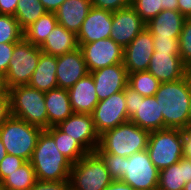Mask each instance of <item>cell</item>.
<instances>
[{
    "mask_svg": "<svg viewBox=\"0 0 191 190\" xmlns=\"http://www.w3.org/2000/svg\"><path fill=\"white\" fill-rule=\"evenodd\" d=\"M132 0H91V7L115 12L131 6Z\"/></svg>",
    "mask_w": 191,
    "mask_h": 190,
    "instance_id": "cell-38",
    "label": "cell"
},
{
    "mask_svg": "<svg viewBox=\"0 0 191 190\" xmlns=\"http://www.w3.org/2000/svg\"><path fill=\"white\" fill-rule=\"evenodd\" d=\"M99 136L129 121L124 91L112 94L98 102L91 114Z\"/></svg>",
    "mask_w": 191,
    "mask_h": 190,
    "instance_id": "cell-11",
    "label": "cell"
},
{
    "mask_svg": "<svg viewBox=\"0 0 191 190\" xmlns=\"http://www.w3.org/2000/svg\"><path fill=\"white\" fill-rule=\"evenodd\" d=\"M179 54L183 63L191 69V19L187 18L179 36Z\"/></svg>",
    "mask_w": 191,
    "mask_h": 190,
    "instance_id": "cell-35",
    "label": "cell"
},
{
    "mask_svg": "<svg viewBox=\"0 0 191 190\" xmlns=\"http://www.w3.org/2000/svg\"><path fill=\"white\" fill-rule=\"evenodd\" d=\"M131 6L145 23L162 11L161 0H132Z\"/></svg>",
    "mask_w": 191,
    "mask_h": 190,
    "instance_id": "cell-34",
    "label": "cell"
},
{
    "mask_svg": "<svg viewBox=\"0 0 191 190\" xmlns=\"http://www.w3.org/2000/svg\"><path fill=\"white\" fill-rule=\"evenodd\" d=\"M40 47L28 42L24 37L15 44L8 70L5 74L6 86L9 89L28 85L39 58Z\"/></svg>",
    "mask_w": 191,
    "mask_h": 190,
    "instance_id": "cell-9",
    "label": "cell"
},
{
    "mask_svg": "<svg viewBox=\"0 0 191 190\" xmlns=\"http://www.w3.org/2000/svg\"><path fill=\"white\" fill-rule=\"evenodd\" d=\"M104 190H134V189L130 185L120 180H114Z\"/></svg>",
    "mask_w": 191,
    "mask_h": 190,
    "instance_id": "cell-46",
    "label": "cell"
},
{
    "mask_svg": "<svg viewBox=\"0 0 191 190\" xmlns=\"http://www.w3.org/2000/svg\"><path fill=\"white\" fill-rule=\"evenodd\" d=\"M189 125H191V99H190V110H189Z\"/></svg>",
    "mask_w": 191,
    "mask_h": 190,
    "instance_id": "cell-51",
    "label": "cell"
},
{
    "mask_svg": "<svg viewBox=\"0 0 191 190\" xmlns=\"http://www.w3.org/2000/svg\"><path fill=\"white\" fill-rule=\"evenodd\" d=\"M154 51L179 53V38H153Z\"/></svg>",
    "mask_w": 191,
    "mask_h": 190,
    "instance_id": "cell-37",
    "label": "cell"
},
{
    "mask_svg": "<svg viewBox=\"0 0 191 190\" xmlns=\"http://www.w3.org/2000/svg\"><path fill=\"white\" fill-rule=\"evenodd\" d=\"M57 25L55 12H47L24 30V38L33 45L40 46Z\"/></svg>",
    "mask_w": 191,
    "mask_h": 190,
    "instance_id": "cell-29",
    "label": "cell"
},
{
    "mask_svg": "<svg viewBox=\"0 0 191 190\" xmlns=\"http://www.w3.org/2000/svg\"><path fill=\"white\" fill-rule=\"evenodd\" d=\"M124 98L130 122L149 132L164 129V118L155 96L143 97L127 86Z\"/></svg>",
    "mask_w": 191,
    "mask_h": 190,
    "instance_id": "cell-8",
    "label": "cell"
},
{
    "mask_svg": "<svg viewBox=\"0 0 191 190\" xmlns=\"http://www.w3.org/2000/svg\"><path fill=\"white\" fill-rule=\"evenodd\" d=\"M114 180L102 159L88 153L72 164L69 174L70 190H104Z\"/></svg>",
    "mask_w": 191,
    "mask_h": 190,
    "instance_id": "cell-7",
    "label": "cell"
},
{
    "mask_svg": "<svg viewBox=\"0 0 191 190\" xmlns=\"http://www.w3.org/2000/svg\"><path fill=\"white\" fill-rule=\"evenodd\" d=\"M178 11L186 18H190L191 0H178Z\"/></svg>",
    "mask_w": 191,
    "mask_h": 190,
    "instance_id": "cell-44",
    "label": "cell"
},
{
    "mask_svg": "<svg viewBox=\"0 0 191 190\" xmlns=\"http://www.w3.org/2000/svg\"><path fill=\"white\" fill-rule=\"evenodd\" d=\"M48 128L58 126L74 112L71 107L68 89L56 87L45 92Z\"/></svg>",
    "mask_w": 191,
    "mask_h": 190,
    "instance_id": "cell-23",
    "label": "cell"
},
{
    "mask_svg": "<svg viewBox=\"0 0 191 190\" xmlns=\"http://www.w3.org/2000/svg\"><path fill=\"white\" fill-rule=\"evenodd\" d=\"M16 43L0 44V74L5 76Z\"/></svg>",
    "mask_w": 191,
    "mask_h": 190,
    "instance_id": "cell-39",
    "label": "cell"
},
{
    "mask_svg": "<svg viewBox=\"0 0 191 190\" xmlns=\"http://www.w3.org/2000/svg\"><path fill=\"white\" fill-rule=\"evenodd\" d=\"M83 58L90 72L114 64L123 63L124 48L111 38L79 44Z\"/></svg>",
    "mask_w": 191,
    "mask_h": 190,
    "instance_id": "cell-12",
    "label": "cell"
},
{
    "mask_svg": "<svg viewBox=\"0 0 191 190\" xmlns=\"http://www.w3.org/2000/svg\"><path fill=\"white\" fill-rule=\"evenodd\" d=\"M11 116L24 120L42 129L48 128L45 92L29 85L9 89Z\"/></svg>",
    "mask_w": 191,
    "mask_h": 190,
    "instance_id": "cell-4",
    "label": "cell"
},
{
    "mask_svg": "<svg viewBox=\"0 0 191 190\" xmlns=\"http://www.w3.org/2000/svg\"><path fill=\"white\" fill-rule=\"evenodd\" d=\"M11 116L10 96L0 97V126Z\"/></svg>",
    "mask_w": 191,
    "mask_h": 190,
    "instance_id": "cell-41",
    "label": "cell"
},
{
    "mask_svg": "<svg viewBox=\"0 0 191 190\" xmlns=\"http://www.w3.org/2000/svg\"><path fill=\"white\" fill-rule=\"evenodd\" d=\"M91 8V0H65L55 11L58 24L78 34Z\"/></svg>",
    "mask_w": 191,
    "mask_h": 190,
    "instance_id": "cell-21",
    "label": "cell"
},
{
    "mask_svg": "<svg viewBox=\"0 0 191 190\" xmlns=\"http://www.w3.org/2000/svg\"><path fill=\"white\" fill-rule=\"evenodd\" d=\"M26 161L22 159L21 157L6 154L5 157L0 162V182L7 177V175H10V173H13L15 170L20 168V166L25 163Z\"/></svg>",
    "mask_w": 191,
    "mask_h": 190,
    "instance_id": "cell-36",
    "label": "cell"
},
{
    "mask_svg": "<svg viewBox=\"0 0 191 190\" xmlns=\"http://www.w3.org/2000/svg\"><path fill=\"white\" fill-rule=\"evenodd\" d=\"M149 134L128 121L101 134L98 147L104 153L128 157L147 149Z\"/></svg>",
    "mask_w": 191,
    "mask_h": 190,
    "instance_id": "cell-3",
    "label": "cell"
},
{
    "mask_svg": "<svg viewBox=\"0 0 191 190\" xmlns=\"http://www.w3.org/2000/svg\"><path fill=\"white\" fill-rule=\"evenodd\" d=\"M37 181L35 171L30 161L23 163L20 168L7 175L1 182L2 190H30Z\"/></svg>",
    "mask_w": 191,
    "mask_h": 190,
    "instance_id": "cell-28",
    "label": "cell"
},
{
    "mask_svg": "<svg viewBox=\"0 0 191 190\" xmlns=\"http://www.w3.org/2000/svg\"><path fill=\"white\" fill-rule=\"evenodd\" d=\"M186 19L179 11L162 10L146 23V28L153 38H179Z\"/></svg>",
    "mask_w": 191,
    "mask_h": 190,
    "instance_id": "cell-22",
    "label": "cell"
},
{
    "mask_svg": "<svg viewBox=\"0 0 191 190\" xmlns=\"http://www.w3.org/2000/svg\"><path fill=\"white\" fill-rule=\"evenodd\" d=\"M74 113L92 114L99 102L91 73L79 79L68 89Z\"/></svg>",
    "mask_w": 191,
    "mask_h": 190,
    "instance_id": "cell-20",
    "label": "cell"
},
{
    "mask_svg": "<svg viewBox=\"0 0 191 190\" xmlns=\"http://www.w3.org/2000/svg\"><path fill=\"white\" fill-rule=\"evenodd\" d=\"M146 27L132 6L113 12L110 38L125 48Z\"/></svg>",
    "mask_w": 191,
    "mask_h": 190,
    "instance_id": "cell-15",
    "label": "cell"
},
{
    "mask_svg": "<svg viewBox=\"0 0 191 190\" xmlns=\"http://www.w3.org/2000/svg\"><path fill=\"white\" fill-rule=\"evenodd\" d=\"M30 190H70L69 180L42 181L37 180Z\"/></svg>",
    "mask_w": 191,
    "mask_h": 190,
    "instance_id": "cell-40",
    "label": "cell"
},
{
    "mask_svg": "<svg viewBox=\"0 0 191 190\" xmlns=\"http://www.w3.org/2000/svg\"><path fill=\"white\" fill-rule=\"evenodd\" d=\"M155 98L164 118V128L185 129L189 125L191 74L160 84Z\"/></svg>",
    "mask_w": 191,
    "mask_h": 190,
    "instance_id": "cell-1",
    "label": "cell"
},
{
    "mask_svg": "<svg viewBox=\"0 0 191 190\" xmlns=\"http://www.w3.org/2000/svg\"><path fill=\"white\" fill-rule=\"evenodd\" d=\"M45 13L47 10L40 0H19L14 17L18 21L19 27L24 31Z\"/></svg>",
    "mask_w": 191,
    "mask_h": 190,
    "instance_id": "cell-30",
    "label": "cell"
},
{
    "mask_svg": "<svg viewBox=\"0 0 191 190\" xmlns=\"http://www.w3.org/2000/svg\"><path fill=\"white\" fill-rule=\"evenodd\" d=\"M184 138L181 129L164 128L149 134L147 151L158 170L176 164L184 156Z\"/></svg>",
    "mask_w": 191,
    "mask_h": 190,
    "instance_id": "cell-6",
    "label": "cell"
},
{
    "mask_svg": "<svg viewBox=\"0 0 191 190\" xmlns=\"http://www.w3.org/2000/svg\"><path fill=\"white\" fill-rule=\"evenodd\" d=\"M94 152L102 159L113 180H121L123 178L125 157L104 153L99 147Z\"/></svg>",
    "mask_w": 191,
    "mask_h": 190,
    "instance_id": "cell-33",
    "label": "cell"
},
{
    "mask_svg": "<svg viewBox=\"0 0 191 190\" xmlns=\"http://www.w3.org/2000/svg\"><path fill=\"white\" fill-rule=\"evenodd\" d=\"M120 181L134 190L158 188L159 170L152 163L147 150L125 157L124 176Z\"/></svg>",
    "mask_w": 191,
    "mask_h": 190,
    "instance_id": "cell-10",
    "label": "cell"
},
{
    "mask_svg": "<svg viewBox=\"0 0 191 190\" xmlns=\"http://www.w3.org/2000/svg\"><path fill=\"white\" fill-rule=\"evenodd\" d=\"M39 47L42 52L57 57L76 50L79 44L75 33L58 24Z\"/></svg>",
    "mask_w": 191,
    "mask_h": 190,
    "instance_id": "cell-26",
    "label": "cell"
},
{
    "mask_svg": "<svg viewBox=\"0 0 191 190\" xmlns=\"http://www.w3.org/2000/svg\"><path fill=\"white\" fill-rule=\"evenodd\" d=\"M7 154L6 149L2 143V140L0 138V162L2 161V159L5 157V155Z\"/></svg>",
    "mask_w": 191,
    "mask_h": 190,
    "instance_id": "cell-49",
    "label": "cell"
},
{
    "mask_svg": "<svg viewBox=\"0 0 191 190\" xmlns=\"http://www.w3.org/2000/svg\"><path fill=\"white\" fill-rule=\"evenodd\" d=\"M154 53L153 35L145 27L129 45L124 48L123 65L128 74L147 71Z\"/></svg>",
    "mask_w": 191,
    "mask_h": 190,
    "instance_id": "cell-13",
    "label": "cell"
},
{
    "mask_svg": "<svg viewBox=\"0 0 191 190\" xmlns=\"http://www.w3.org/2000/svg\"><path fill=\"white\" fill-rule=\"evenodd\" d=\"M191 181V159L183 156L180 161L159 170L158 190H183Z\"/></svg>",
    "mask_w": 191,
    "mask_h": 190,
    "instance_id": "cell-24",
    "label": "cell"
},
{
    "mask_svg": "<svg viewBox=\"0 0 191 190\" xmlns=\"http://www.w3.org/2000/svg\"><path fill=\"white\" fill-rule=\"evenodd\" d=\"M147 71L163 83L184 78L190 69L183 63L179 53L154 51Z\"/></svg>",
    "mask_w": 191,
    "mask_h": 190,
    "instance_id": "cell-18",
    "label": "cell"
},
{
    "mask_svg": "<svg viewBox=\"0 0 191 190\" xmlns=\"http://www.w3.org/2000/svg\"><path fill=\"white\" fill-rule=\"evenodd\" d=\"M162 10L178 11V0H161Z\"/></svg>",
    "mask_w": 191,
    "mask_h": 190,
    "instance_id": "cell-47",
    "label": "cell"
},
{
    "mask_svg": "<svg viewBox=\"0 0 191 190\" xmlns=\"http://www.w3.org/2000/svg\"><path fill=\"white\" fill-rule=\"evenodd\" d=\"M30 162L37 180H69L72 163L58 150L54 139L44 129L38 136Z\"/></svg>",
    "mask_w": 191,
    "mask_h": 190,
    "instance_id": "cell-2",
    "label": "cell"
},
{
    "mask_svg": "<svg viewBox=\"0 0 191 190\" xmlns=\"http://www.w3.org/2000/svg\"><path fill=\"white\" fill-rule=\"evenodd\" d=\"M53 139L58 150L72 163H76L89 152L75 139L57 126L44 129Z\"/></svg>",
    "mask_w": 191,
    "mask_h": 190,
    "instance_id": "cell-27",
    "label": "cell"
},
{
    "mask_svg": "<svg viewBox=\"0 0 191 190\" xmlns=\"http://www.w3.org/2000/svg\"><path fill=\"white\" fill-rule=\"evenodd\" d=\"M88 73L80 48L57 56V87L69 89Z\"/></svg>",
    "mask_w": 191,
    "mask_h": 190,
    "instance_id": "cell-19",
    "label": "cell"
},
{
    "mask_svg": "<svg viewBox=\"0 0 191 190\" xmlns=\"http://www.w3.org/2000/svg\"><path fill=\"white\" fill-rule=\"evenodd\" d=\"M161 82L148 71L128 74V86L143 97L154 96Z\"/></svg>",
    "mask_w": 191,
    "mask_h": 190,
    "instance_id": "cell-31",
    "label": "cell"
},
{
    "mask_svg": "<svg viewBox=\"0 0 191 190\" xmlns=\"http://www.w3.org/2000/svg\"><path fill=\"white\" fill-rule=\"evenodd\" d=\"M113 12L91 7L78 34V44L110 38Z\"/></svg>",
    "mask_w": 191,
    "mask_h": 190,
    "instance_id": "cell-17",
    "label": "cell"
},
{
    "mask_svg": "<svg viewBox=\"0 0 191 190\" xmlns=\"http://www.w3.org/2000/svg\"><path fill=\"white\" fill-rule=\"evenodd\" d=\"M56 71L57 57L41 51L37 67L28 85L39 91L48 92L57 87Z\"/></svg>",
    "mask_w": 191,
    "mask_h": 190,
    "instance_id": "cell-25",
    "label": "cell"
},
{
    "mask_svg": "<svg viewBox=\"0 0 191 190\" xmlns=\"http://www.w3.org/2000/svg\"><path fill=\"white\" fill-rule=\"evenodd\" d=\"M184 138V156L191 159V125L182 130Z\"/></svg>",
    "mask_w": 191,
    "mask_h": 190,
    "instance_id": "cell-43",
    "label": "cell"
},
{
    "mask_svg": "<svg viewBox=\"0 0 191 190\" xmlns=\"http://www.w3.org/2000/svg\"><path fill=\"white\" fill-rule=\"evenodd\" d=\"M42 130L41 127L10 116L0 126V138L7 154L30 161Z\"/></svg>",
    "mask_w": 191,
    "mask_h": 190,
    "instance_id": "cell-5",
    "label": "cell"
},
{
    "mask_svg": "<svg viewBox=\"0 0 191 190\" xmlns=\"http://www.w3.org/2000/svg\"><path fill=\"white\" fill-rule=\"evenodd\" d=\"M65 0H40L47 12H55Z\"/></svg>",
    "mask_w": 191,
    "mask_h": 190,
    "instance_id": "cell-45",
    "label": "cell"
},
{
    "mask_svg": "<svg viewBox=\"0 0 191 190\" xmlns=\"http://www.w3.org/2000/svg\"><path fill=\"white\" fill-rule=\"evenodd\" d=\"M1 96H10V94L6 86L5 77L0 74V97Z\"/></svg>",
    "mask_w": 191,
    "mask_h": 190,
    "instance_id": "cell-48",
    "label": "cell"
},
{
    "mask_svg": "<svg viewBox=\"0 0 191 190\" xmlns=\"http://www.w3.org/2000/svg\"><path fill=\"white\" fill-rule=\"evenodd\" d=\"M24 37L14 16L0 14V44L17 43Z\"/></svg>",
    "mask_w": 191,
    "mask_h": 190,
    "instance_id": "cell-32",
    "label": "cell"
},
{
    "mask_svg": "<svg viewBox=\"0 0 191 190\" xmlns=\"http://www.w3.org/2000/svg\"><path fill=\"white\" fill-rule=\"evenodd\" d=\"M99 101L124 91L128 86V72L123 63L114 64L90 72Z\"/></svg>",
    "mask_w": 191,
    "mask_h": 190,
    "instance_id": "cell-16",
    "label": "cell"
},
{
    "mask_svg": "<svg viewBox=\"0 0 191 190\" xmlns=\"http://www.w3.org/2000/svg\"><path fill=\"white\" fill-rule=\"evenodd\" d=\"M183 190H191V181H189L188 183L185 184Z\"/></svg>",
    "mask_w": 191,
    "mask_h": 190,
    "instance_id": "cell-50",
    "label": "cell"
},
{
    "mask_svg": "<svg viewBox=\"0 0 191 190\" xmlns=\"http://www.w3.org/2000/svg\"><path fill=\"white\" fill-rule=\"evenodd\" d=\"M18 1L19 0H0V14L14 16Z\"/></svg>",
    "mask_w": 191,
    "mask_h": 190,
    "instance_id": "cell-42",
    "label": "cell"
},
{
    "mask_svg": "<svg viewBox=\"0 0 191 190\" xmlns=\"http://www.w3.org/2000/svg\"><path fill=\"white\" fill-rule=\"evenodd\" d=\"M57 127L71 138H75L89 153L99 146L100 136L91 114L73 113Z\"/></svg>",
    "mask_w": 191,
    "mask_h": 190,
    "instance_id": "cell-14",
    "label": "cell"
}]
</instances>
